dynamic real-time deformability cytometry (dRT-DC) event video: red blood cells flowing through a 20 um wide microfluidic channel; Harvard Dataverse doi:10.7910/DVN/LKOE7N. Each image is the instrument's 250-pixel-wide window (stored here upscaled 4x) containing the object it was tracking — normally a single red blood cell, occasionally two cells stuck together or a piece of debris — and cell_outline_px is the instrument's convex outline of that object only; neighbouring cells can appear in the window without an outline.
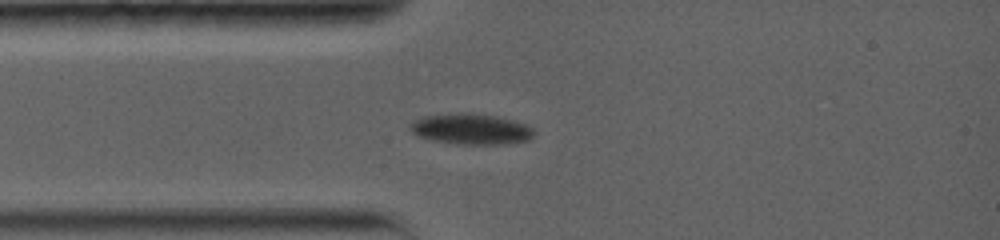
{"species": "common noctule bat (a hibernating species)", "species_latin": "Nyctalus noctula", "temperature_condition": "warm", "stored_images_in_passage": 3, "camera_frame_rate_fps": 5000, "um_per_image_px": 0.085, "animal": {"sex": "female", "body_mass_g": 19.0, "forearm_length_mm": 56.7}, "frame": {"image": 1, "passage_image": 3, "time_ms": 2.0, "image_size_px": [1000, 240], "cell_outline_px": [[532, 136], [528, 140], [508, 144], [456, 144], [432, 140], [420, 136], [412, 132], [408, 128], [408, 124], [424, 116], [460, 112], [468, 112], [496, 116], [524, 124], [532, 128]], "centroid_in_image_um": [39.99, 10.97], "position_along_channel_um": 45.0, "area_um2": 22.08}}